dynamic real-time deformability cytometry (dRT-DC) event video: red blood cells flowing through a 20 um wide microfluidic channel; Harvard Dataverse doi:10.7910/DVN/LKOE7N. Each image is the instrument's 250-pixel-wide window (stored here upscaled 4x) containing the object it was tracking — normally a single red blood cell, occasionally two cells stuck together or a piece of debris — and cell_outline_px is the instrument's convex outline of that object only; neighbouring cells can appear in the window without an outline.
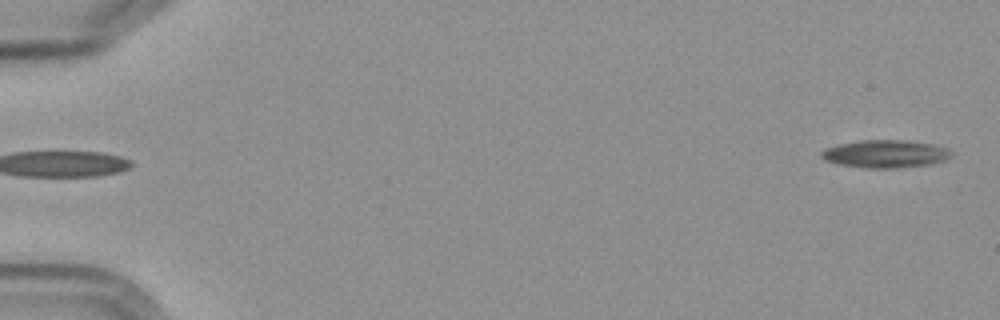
{"species": "Egyptian fruit bat (a non-hibernating species)", "species_latin": "Rousettus aegyptiacus", "temperature_condition": "cold", "stored_images_in_passage": 2, "camera_frame_rate_fps": 3000, "um_per_image_px": 0.085, "frame": {"image": 1, "passage_image": 2, "time_ms": 1.0, "image_size_px": [1000, 320], "cell_outline_px": [[952, 156], [944, 160], [932, 164], [900, 168], [864, 168], [840, 164], [824, 160], [820, 156], [820, 152], [824, 148], [836, 144], [860, 140], [908, 140], [936, 144], [948, 148], [952, 152]], "centroid_in_image_um": [75.26, 13.07], "position_along_channel_um": 9.7, "area_um2": 21.44}}